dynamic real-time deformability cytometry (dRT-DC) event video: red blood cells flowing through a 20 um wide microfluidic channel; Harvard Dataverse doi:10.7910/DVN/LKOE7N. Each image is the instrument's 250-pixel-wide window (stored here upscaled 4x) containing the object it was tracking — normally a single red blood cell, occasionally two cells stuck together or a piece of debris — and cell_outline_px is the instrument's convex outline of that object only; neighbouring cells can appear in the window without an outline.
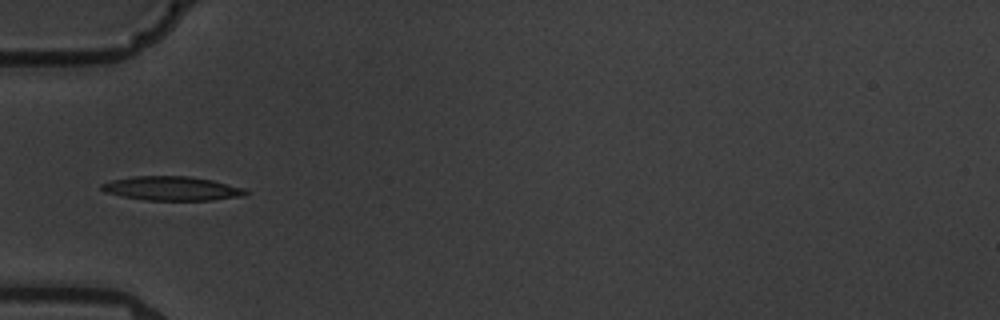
{"species": "common noctule bat (a hibernating species)", "species_latin": "Nyctalus noctula", "temperature_condition": "warm", "stored_images_in_passage": 13, "camera_frame_rate_fps": 3000, "um_per_image_px": 0.085, "animal": {"sex": "male", "body_mass_g": 19.5, "forearm_length_mm": 54.6}, "frame": {"image": 1, "passage_image": 6, "time_ms": 6.667, "image_size_px": [1000, 320], "cell_outline_px": [[248, 192], [244, 196], [212, 200], [144, 200], [104, 192], [100, 188], [100, 184], [112, 180], [132, 176], [188, 176], [212, 180], [244, 188]], "centroid_in_image_um": [14.59, 16.02], "position_along_channel_um": 70.4, "area_um2": 20.17}}
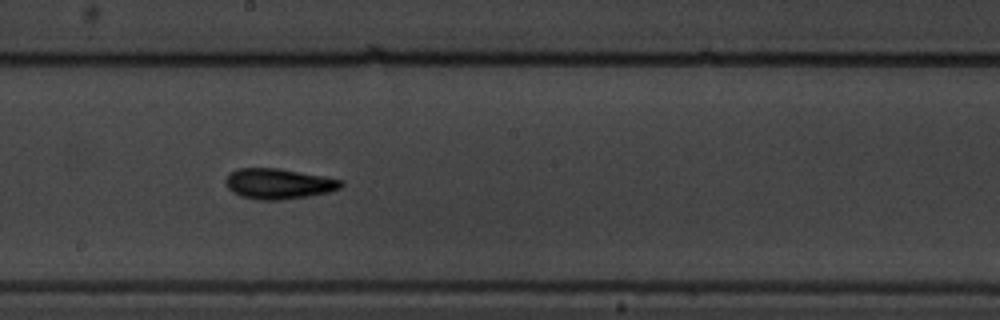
{"frame": {"image": 2, "passage_image": 10, "time_ms": 11.0, "image_size_px": [1000, 320], "cell_outline_px": [[344, 184], [340, 188], [328, 192], [308, 196], [280, 200], [260, 200], [240, 196], [232, 192], [228, 188], [224, 180], [232, 172], [240, 168], [280, 168], [324, 176], [344, 180]], "centroid_in_image_um": [23.7, 15.62], "position_along_channel_um": 224.5, "area_um2": 20.52}}
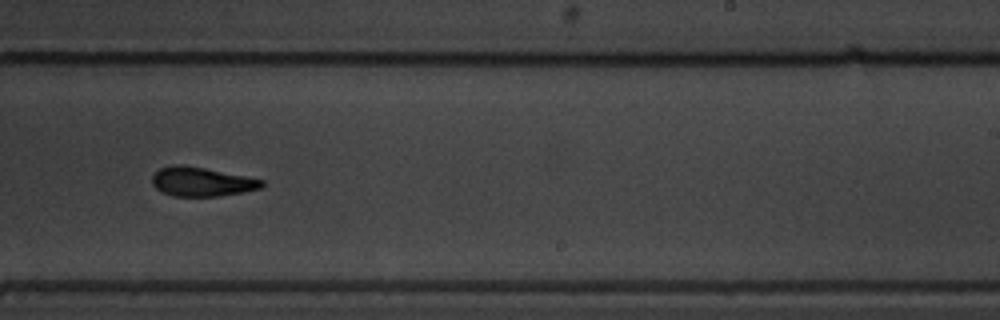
{"frame": {"image": 3, "passage_image": 11, "time_ms": 12.333, "image_size_px": [1000, 320], "cell_outline_px": [[264, 184], [260, 188], [240, 192], [216, 196], [172, 196], [160, 192], [152, 184], [152, 176], [160, 168], [172, 164], [184, 164], [264, 180]], "centroid_in_image_um": [17.07, 15.44], "position_along_channel_um": 271.9, "area_um2": 18.5}}